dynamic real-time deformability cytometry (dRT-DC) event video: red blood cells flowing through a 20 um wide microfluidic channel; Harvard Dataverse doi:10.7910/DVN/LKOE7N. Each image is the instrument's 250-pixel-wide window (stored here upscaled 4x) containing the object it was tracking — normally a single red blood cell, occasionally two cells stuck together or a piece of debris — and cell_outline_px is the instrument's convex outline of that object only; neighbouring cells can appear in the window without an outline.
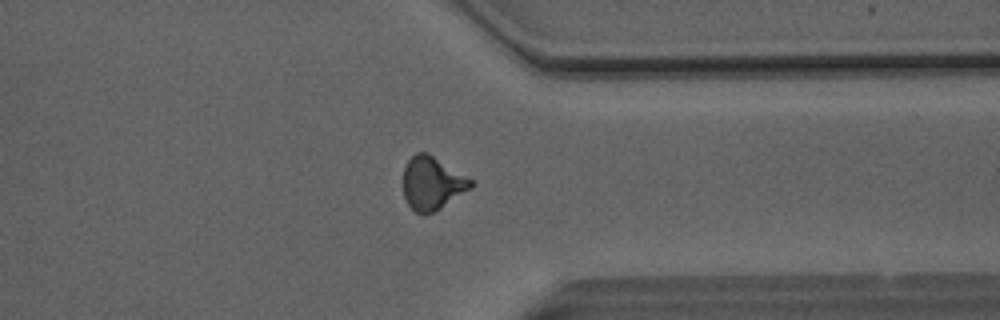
{"species": "Egyptian fruit bat (a non-hibernating species)", "species_latin": "Rousettus aegyptiacus", "temperature_condition": "room temperature", "stored_images_in_passage": 34, "camera_frame_rate_fps": 3000, "um_per_image_px": 0.085, "animal": {"sex": "male"}, "frame": {"image": 1, "passage_image": 23, "time_ms": 7.333, "image_size_px": [1000, 320], "cell_outline_px": [[472, 188], [440, 208], [424, 216], [416, 212], [408, 204], [404, 196], [404, 168], [408, 160], [416, 152], [428, 152], [472, 180]], "centroid_in_image_um": [36.72, 15.57], "position_along_channel_um": 374.7, "area_um2": 20.75}}
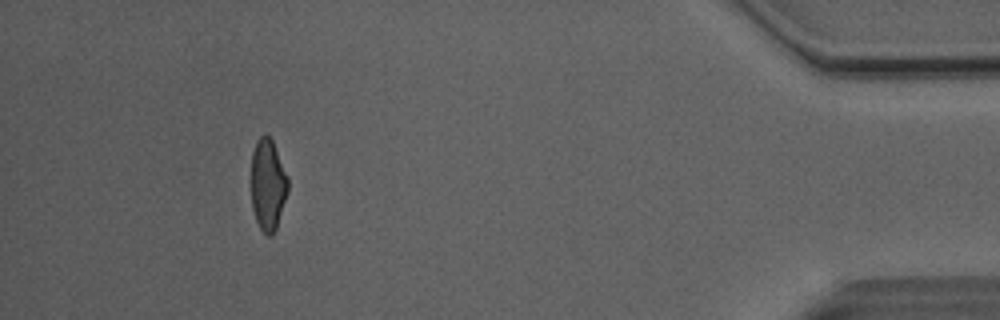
{"frame": {"image": 2, "passage_image": 30, "time_ms": 9.667, "image_size_px": [1000, 320], "cell_outline_px": [[288, 192], [276, 228], [272, 236], [268, 236], [260, 228], [256, 220], [252, 208], [252, 152], [256, 140], [260, 136], [268, 136], [272, 140], [288, 176]], "centroid_in_image_um": [22.78, 15.71], "position_along_channel_um": 412.4, "area_um2": 19.48}}